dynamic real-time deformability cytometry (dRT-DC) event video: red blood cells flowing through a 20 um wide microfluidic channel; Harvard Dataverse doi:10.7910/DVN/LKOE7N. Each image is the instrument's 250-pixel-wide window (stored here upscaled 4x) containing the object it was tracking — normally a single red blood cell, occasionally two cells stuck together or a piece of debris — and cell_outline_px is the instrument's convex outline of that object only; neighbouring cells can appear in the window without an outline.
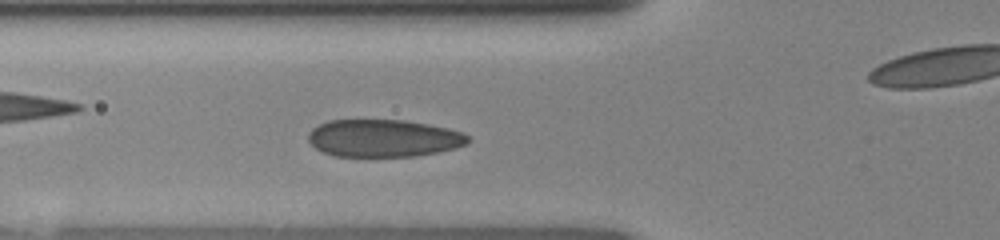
{"species": "human", "species_latin": "Homo sapiens", "temperature_condition": "room temperature", "stored_images_in_passage": 33, "camera_frame_rate_fps": 3000, "um_per_image_px": 0.085, "donor": {"sex": "female"}, "frame": {"image": 1, "passage_image": 6, "time_ms": 1.667, "image_size_px": [1000, 240], "cell_outline_px": [[468, 144], [456, 148], [416, 156], [336, 156], [324, 152], [316, 148], [308, 140], [308, 132], [312, 128], [328, 120], [408, 120], [448, 128], [464, 132], [468, 136]], "centroid_in_image_um": [32.61, 11.74], "position_along_channel_um": 93.2, "area_um2": 34.91}}
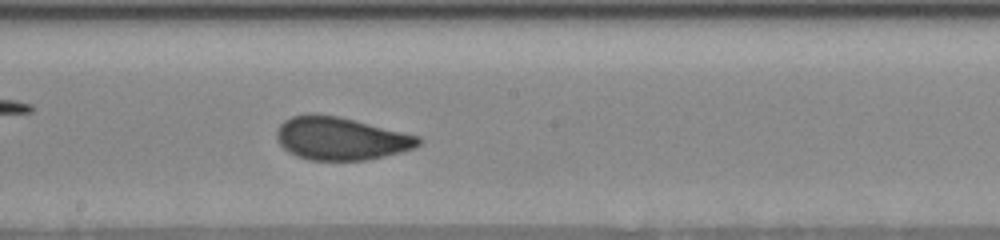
{"frame": {"image": 2, "passage_image": 15, "time_ms": 4.667, "image_size_px": [1000, 240], "cell_outline_px": [[420, 144], [412, 148], [400, 152], [384, 156], [364, 160], [312, 160], [296, 156], [288, 152], [280, 144], [276, 136], [276, 132], [280, 124], [284, 120], [292, 116], [316, 112], [340, 116], [420, 136]], "centroid_in_image_um": [28.93, 11.75], "position_along_channel_um": 219.3, "area_um2": 35.55}}
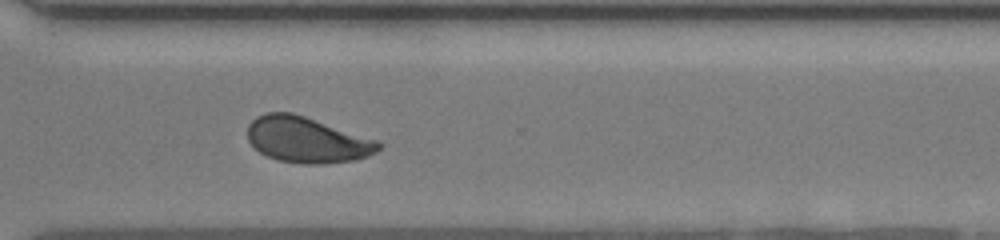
{"frame": {"image": 3, "passage_image": 24, "time_ms": 7.667, "image_size_px": [1000, 240], "cell_outline_px": [[384, 144], [376, 152], [368, 156], [356, 160], [324, 164], [304, 164], [276, 160], [260, 152], [248, 140], [248, 124], [256, 116], [264, 112], [292, 112], [380, 140]], "centroid_in_image_um": [26.13, 11.88], "position_along_channel_um": 344.5, "area_um2": 35.37}}